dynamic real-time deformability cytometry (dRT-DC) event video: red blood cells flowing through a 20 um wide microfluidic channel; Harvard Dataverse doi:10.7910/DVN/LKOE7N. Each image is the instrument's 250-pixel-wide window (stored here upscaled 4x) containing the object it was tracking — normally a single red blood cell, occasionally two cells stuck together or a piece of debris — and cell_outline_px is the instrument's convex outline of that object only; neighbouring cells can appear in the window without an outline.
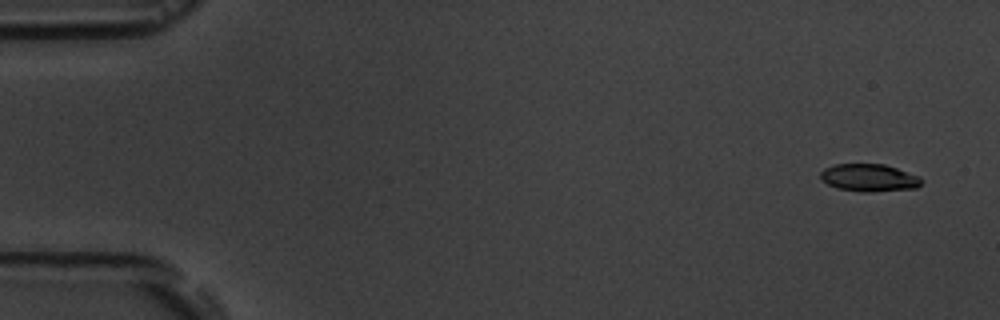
{"species": "common noctule bat (a hibernating species)", "species_latin": "Nyctalus noctula", "temperature_condition": "room temperature", "stored_images_in_passage": 4, "camera_frame_rate_fps": 3000, "um_per_image_px": 0.085, "animal": {"sex": "male", "body_mass_g": 19.5, "forearm_length_mm": 54.6}, "frame": {"image": 1, "passage_image": 1, "time_ms": 0.0, "image_size_px": [1000, 320], "cell_outline_px": [[924, 180], [916, 188], [872, 192], [860, 192], [836, 188], [820, 180], [820, 172], [824, 168], [836, 164], [884, 164], [920, 176]], "centroid_in_image_um": [73.86, 15.11], "position_along_channel_um": 11.1, "area_um2": 16.36}}